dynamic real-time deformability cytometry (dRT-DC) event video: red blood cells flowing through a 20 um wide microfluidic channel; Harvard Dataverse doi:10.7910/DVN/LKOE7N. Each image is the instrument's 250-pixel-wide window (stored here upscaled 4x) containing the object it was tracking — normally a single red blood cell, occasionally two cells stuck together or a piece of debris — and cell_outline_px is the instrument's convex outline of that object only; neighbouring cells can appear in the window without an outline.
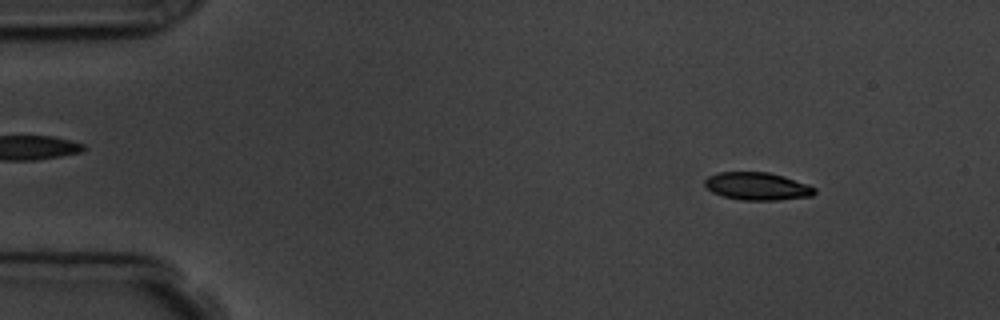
{"species": "common noctule bat (a hibernating species)", "species_latin": "Nyctalus noctula", "temperature_condition": "room temperature", "stored_images_in_passage": 8, "camera_frame_rate_fps": 3000, "um_per_image_px": 0.085, "animal": {"sex": "male", "body_mass_g": 19.5, "forearm_length_mm": 54.6}, "frame": {"image": 1, "passage_image": 2, "time_ms": 1.0, "image_size_px": [1000, 320], "cell_outline_px": [[816, 192], [812, 196], [776, 200], [744, 200], [724, 196], [712, 192], [704, 184], [704, 180], [708, 176], [720, 172], [768, 172], [784, 176], [808, 184], [816, 188]], "centroid_in_image_um": [64.39, 15.82], "position_along_channel_um": 20.6, "area_um2": 17.69}}
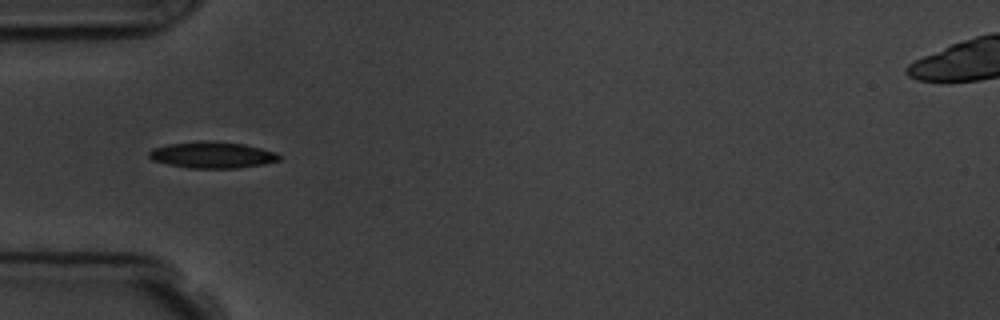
{"frame": {"image": 2, "passage_image": 5, "time_ms": 4.667, "image_size_px": [1000, 320], "cell_outline_px": [[280, 160], [264, 164], [236, 168], [188, 168], [168, 164], [152, 160], [148, 156], [148, 152], [152, 148], [168, 144], [204, 140], [244, 144], [276, 152], [280, 156]], "centroid_in_image_um": [18.02, 13.17], "position_along_channel_um": 67.0, "area_um2": 20.0}}